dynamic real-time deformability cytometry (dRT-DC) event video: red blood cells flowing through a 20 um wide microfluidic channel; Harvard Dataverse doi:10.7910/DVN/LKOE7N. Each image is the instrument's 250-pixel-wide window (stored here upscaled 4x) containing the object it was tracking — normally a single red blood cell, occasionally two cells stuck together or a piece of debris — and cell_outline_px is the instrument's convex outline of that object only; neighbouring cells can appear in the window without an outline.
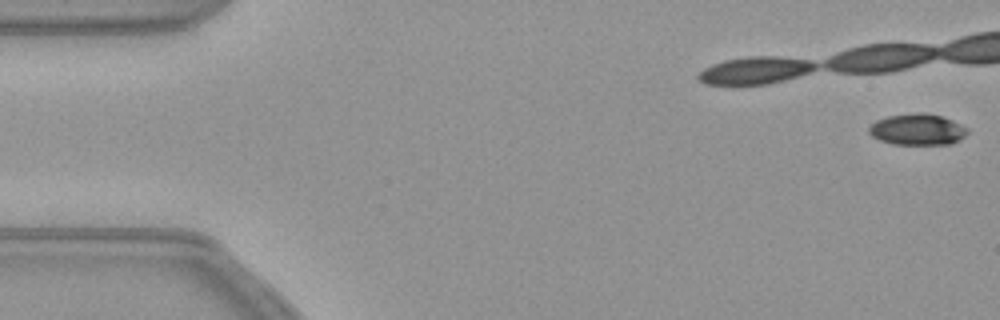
{"species": "common noctule bat (a hibernating species)", "species_latin": "Nyctalus noctula", "temperature_condition": "warm", "stored_images_in_passage": 43, "camera_frame_rate_fps": 3000, "um_per_image_px": 0.085, "animal": {"sex": "female", "body_mass_g": 21.9}, "frame": {"image": 1, "passage_image": 1, "time_ms": 0.0, "image_size_px": [1000, 320], "cell_outline_px": [[968, 132], [960, 140], [952, 144], [892, 144], [880, 140], [872, 136], [868, 132], [868, 128], [876, 120], [888, 116], [920, 112], [924, 112], [940, 116], [952, 120], [968, 128]], "centroid_in_image_um": [77.98, 11.01], "position_along_channel_um": 7.0, "area_um2": 17.92}}